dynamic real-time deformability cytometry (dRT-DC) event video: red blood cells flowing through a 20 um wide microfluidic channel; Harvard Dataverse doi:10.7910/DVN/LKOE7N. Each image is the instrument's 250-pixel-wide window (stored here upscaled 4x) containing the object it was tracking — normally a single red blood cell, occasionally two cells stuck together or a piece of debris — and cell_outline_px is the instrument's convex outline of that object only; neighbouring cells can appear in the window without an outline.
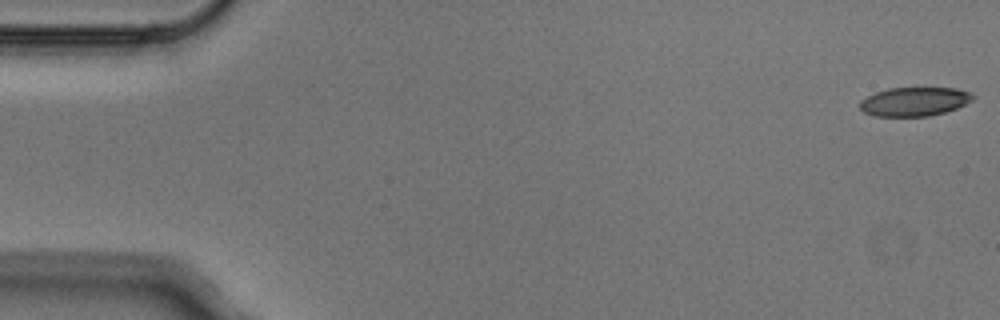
{"species": "Egyptian fruit bat (a non-hibernating species)", "species_latin": "Rousettus aegyptiacus", "temperature_condition": "cold", "stored_images_in_passage": 6, "segment_of_instrument_passage": [1, 2], "camera_frame_rate_fps": 3000, "um_per_image_px": 0.085, "animal": {"sex": "male"}, "frame": {"image": 1, "passage_image": 1, "time_ms": 0.0, "image_size_px": [1000, 320], "cell_outline_px": [[976, 96], [972, 100], [956, 108], [944, 112], [928, 116], [872, 116], [864, 112], [860, 108], [860, 100], [876, 92], [888, 88], [956, 88], [972, 92]], "centroid_in_image_um": [77.73, 8.63], "position_along_channel_um": 7.3, "area_um2": 19.02}}
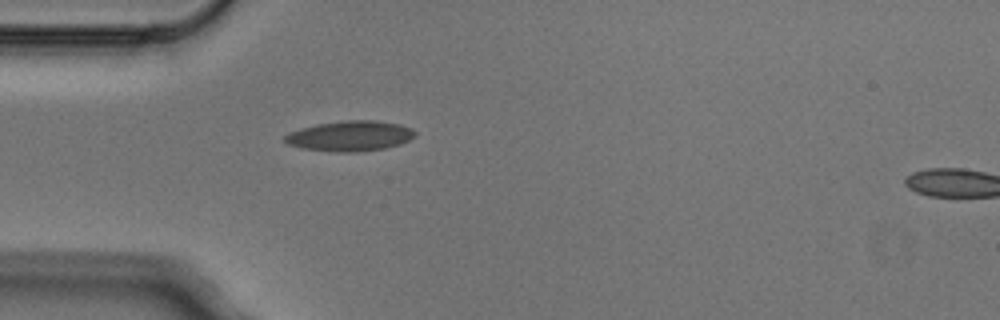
{"frame": {"image": 2, "passage_image": 5, "time_ms": 1.333, "image_size_px": [1000, 320], "cell_outline_px": [[416, 136], [400, 144], [384, 148], [356, 152], [336, 152], [300, 148], [288, 144], [284, 140], [284, 136], [288, 132], [300, 128], [316, 124], [348, 120], [376, 120], [400, 124], [412, 128], [416, 132]], "centroid_in_image_um": [29.75, 11.55], "position_along_channel_um": 55.3, "area_um2": 23.12}}